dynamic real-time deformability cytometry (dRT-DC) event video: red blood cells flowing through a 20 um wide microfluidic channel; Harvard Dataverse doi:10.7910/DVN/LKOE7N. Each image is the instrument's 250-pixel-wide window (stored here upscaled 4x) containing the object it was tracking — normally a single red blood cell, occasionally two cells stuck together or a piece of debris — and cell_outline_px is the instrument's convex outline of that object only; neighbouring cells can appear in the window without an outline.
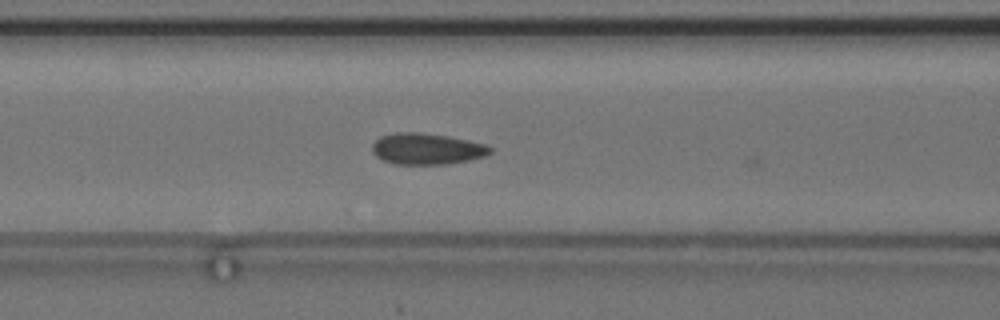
{"species": "common noctule bat (a hibernating species)", "species_latin": "Nyctalus noctula", "temperature_condition": "cold", "stored_images_in_passage": 8, "camera_frame_rate_fps": 3000, "um_per_image_px": 0.085, "animal": {"sex": "female", "body_mass_g": 24.6, "forearm_length_mm": 56.2}, "frame": {"image": 1, "passage_image": 7, "time_ms": 2.0, "image_size_px": [1000, 320], "cell_outline_px": [[492, 152], [484, 156], [468, 160], [444, 164], [396, 164], [384, 160], [376, 156], [372, 152], [372, 144], [380, 136], [396, 132], [420, 132], [448, 136], [488, 144], [492, 148]], "centroid_in_image_um": [36.28, 12.64], "position_along_channel_um": 130.3, "area_um2": 21.5}}